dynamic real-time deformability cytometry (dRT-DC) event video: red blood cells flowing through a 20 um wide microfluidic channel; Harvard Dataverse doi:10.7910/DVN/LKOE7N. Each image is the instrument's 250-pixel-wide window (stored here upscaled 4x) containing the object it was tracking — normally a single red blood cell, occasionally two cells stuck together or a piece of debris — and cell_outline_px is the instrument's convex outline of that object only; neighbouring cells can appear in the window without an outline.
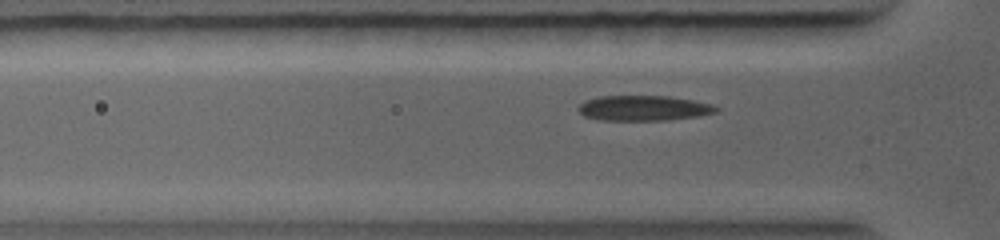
{"species": "common noctule bat (a hibernating species)", "species_latin": "Nyctalus noctula", "temperature_condition": "warm", "stored_images_in_passage": 59, "camera_frame_rate_fps": 5000, "um_per_image_px": 0.085, "animal": {"sex": "female", "body_mass_g": 19.0, "forearm_length_mm": 56.7}, "frame": {"image": 1, "passage_image": 18, "time_ms": 2.4, "image_size_px": [1000, 240], "cell_outline_px": [[720, 108], [716, 112], [700, 116], [668, 120], [600, 120], [584, 116], [576, 108], [580, 104], [588, 100], [600, 96], [668, 96], [692, 100], [712, 104]], "centroid_in_image_um": [54.73, 9.19], "position_along_channel_um": 71.1, "area_um2": 20.23}}
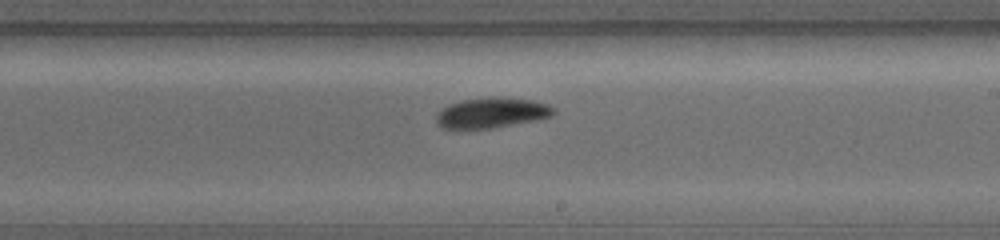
{"frame": {"image": 2, "passage_image": 36, "time_ms": 5.8, "image_size_px": [1000, 240], "cell_outline_px": [[556, 112], [552, 116], [540, 120], [492, 128], [456, 132], [440, 128], [436, 124], [436, 112], [448, 104], [460, 100], [532, 100], [548, 104], [556, 108]], "centroid_in_image_um": [41.7, 9.69], "position_along_channel_um": 247.3, "area_um2": 20.87}}
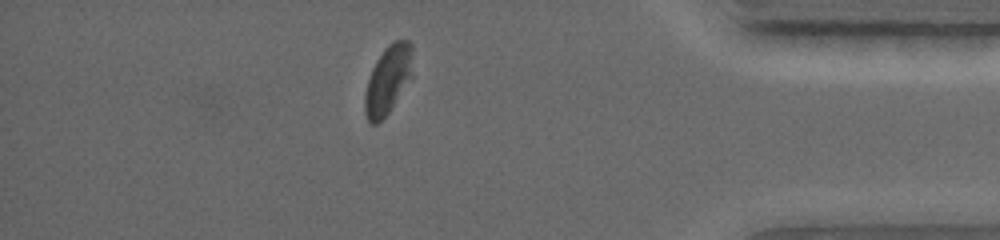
{"frame": {"image": 3, "passage_image": 54, "time_ms": 9.4, "image_size_px": [1000, 240], "cell_outline_px": [[412, 76], [388, 112], [376, 124], [372, 124], [368, 120], [364, 112], [364, 92], [372, 68], [376, 60], [384, 48], [388, 44], [396, 40], [408, 40], [412, 44]], "centroid_in_image_um": [32.96, 6.75], "position_along_channel_um": 402.2, "area_um2": 18.96}}